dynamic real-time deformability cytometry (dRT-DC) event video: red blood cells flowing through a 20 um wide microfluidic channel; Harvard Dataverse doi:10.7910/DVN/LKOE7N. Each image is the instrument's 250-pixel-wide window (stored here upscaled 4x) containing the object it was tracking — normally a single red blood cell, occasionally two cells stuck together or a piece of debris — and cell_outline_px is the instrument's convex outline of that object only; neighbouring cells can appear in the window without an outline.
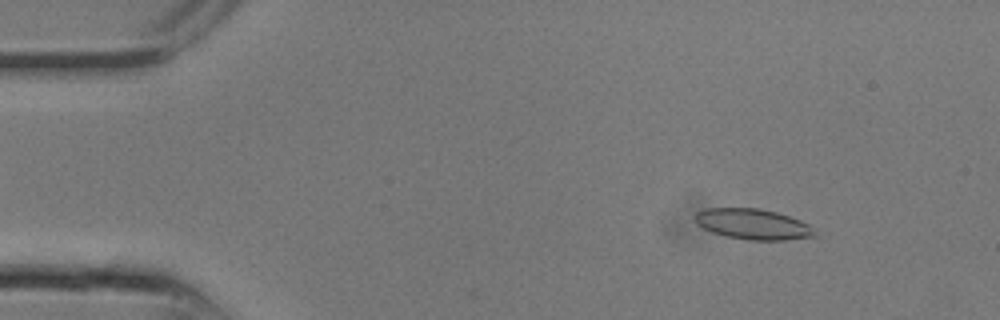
{"species": "common noctule bat (a hibernating species)", "species_latin": "Nyctalus noctula", "temperature_condition": "room temperature", "stored_images_in_passage": 5, "camera_frame_rate_fps": 3000, "um_per_image_px": 0.085, "animal": {"sex": "male", "body_mass_g": 13.3}, "frame": {"image": 1, "passage_image": 3, "time_ms": 0.667, "image_size_px": [1000, 320], "cell_outline_px": [[820, 236], [784, 240], [748, 240], [724, 236], [712, 232], [696, 224], [692, 216], [696, 212], [704, 208], [760, 208], [776, 212], [800, 220], [808, 224]], "centroid_in_image_um": [63.97, 19.05], "position_along_channel_um": 21.0, "area_um2": 21.62}}